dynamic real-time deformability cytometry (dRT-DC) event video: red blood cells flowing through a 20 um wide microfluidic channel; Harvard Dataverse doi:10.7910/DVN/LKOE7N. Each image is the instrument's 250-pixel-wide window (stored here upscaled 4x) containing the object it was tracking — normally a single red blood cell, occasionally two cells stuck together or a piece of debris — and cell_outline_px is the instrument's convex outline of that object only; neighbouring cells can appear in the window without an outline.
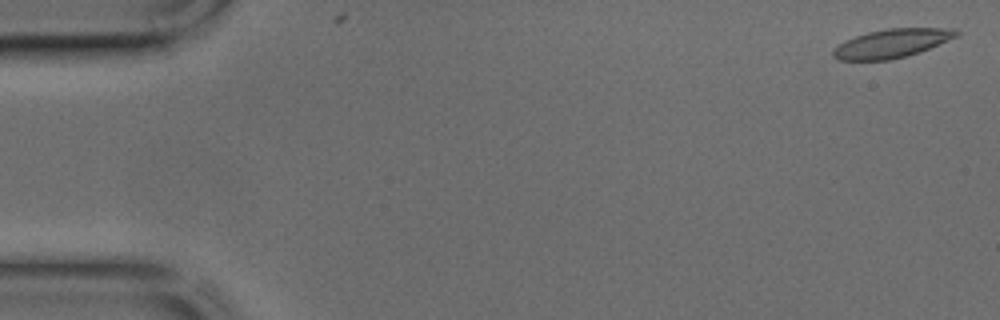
{"species": "common noctule bat (a hibernating species)", "species_latin": "Nyctalus noctula", "temperature_condition": "cold", "stored_images_in_passage": 2, "camera_frame_rate_fps": 3000, "um_per_image_px": 0.085, "animal": {"sex": "male", "body_mass_g": 17.9, "forearm_length_mm": 54.2}, "frame": {"image": 1, "passage_image": 1, "time_ms": 0.0, "image_size_px": [1000, 320], "cell_outline_px": [[960, 32], [956, 36], [920, 52], [888, 60], [840, 60], [832, 56], [832, 52], [840, 44], [856, 36], [868, 32], [888, 28], [956, 28]], "centroid_in_image_um": [75.82, 3.68], "position_along_channel_um": 9.2, "area_um2": 20.23}}